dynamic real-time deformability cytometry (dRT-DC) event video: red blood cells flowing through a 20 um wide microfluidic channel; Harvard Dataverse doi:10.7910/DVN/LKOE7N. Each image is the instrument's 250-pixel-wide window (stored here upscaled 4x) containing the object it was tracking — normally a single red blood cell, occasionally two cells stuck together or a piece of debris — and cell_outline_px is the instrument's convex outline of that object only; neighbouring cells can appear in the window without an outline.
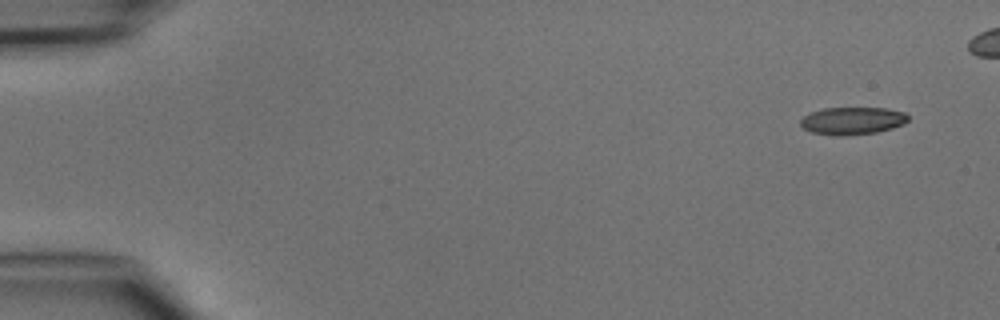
{"species": "common noctule bat (a hibernating species)", "species_latin": "Nyctalus noctula", "temperature_condition": "cold", "stored_images_in_passage": 5, "camera_frame_rate_fps": 3000, "um_per_image_px": 0.085, "animal": {"sex": "male", "body_mass_g": 15.6}, "frame": {"image": 1, "passage_image": 1, "time_ms": 0.0, "image_size_px": [1000, 320], "cell_outline_px": [[908, 120], [904, 124], [892, 128], [876, 132], [812, 132], [804, 128], [800, 124], [800, 120], [808, 112], [824, 108], [884, 108], [904, 112], [908, 116]], "centroid_in_image_um": [72.48, 10.19], "position_along_channel_um": 12.5, "area_um2": 16.24}}